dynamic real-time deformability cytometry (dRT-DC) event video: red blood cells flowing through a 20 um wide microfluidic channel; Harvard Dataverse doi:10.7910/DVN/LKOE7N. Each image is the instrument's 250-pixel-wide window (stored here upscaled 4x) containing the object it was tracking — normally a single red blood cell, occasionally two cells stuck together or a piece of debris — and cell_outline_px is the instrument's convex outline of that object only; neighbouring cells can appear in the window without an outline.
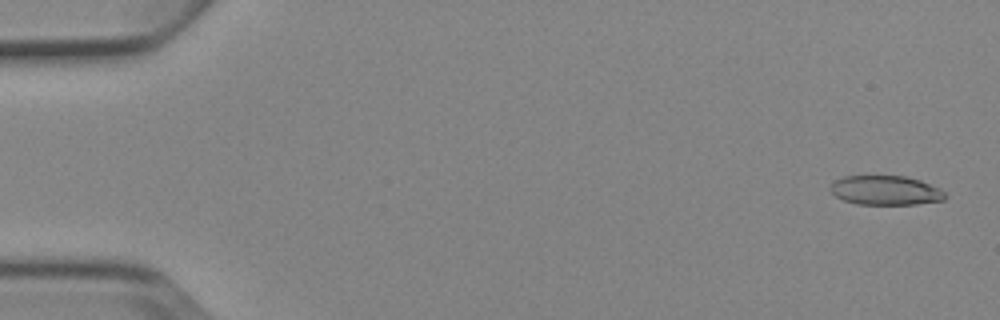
{"species": "Egyptian fruit bat (a non-hibernating species)", "species_latin": "Rousettus aegyptiacus", "temperature_condition": "cold", "stored_images_in_passage": 6, "camera_frame_rate_fps": 3000, "um_per_image_px": 0.085, "animal": {"sex": "female"}, "frame": {"image": 1, "passage_image": 1, "time_ms": 0.0, "image_size_px": [1000, 320], "cell_outline_px": [[948, 196], [944, 200], [916, 204], [856, 204], [844, 200], [836, 196], [828, 188], [836, 180], [844, 176], [904, 176], [920, 180], [940, 188]], "centroid_in_image_um": [75.29, 16.18], "position_along_channel_um": 9.7, "area_um2": 19.59}}
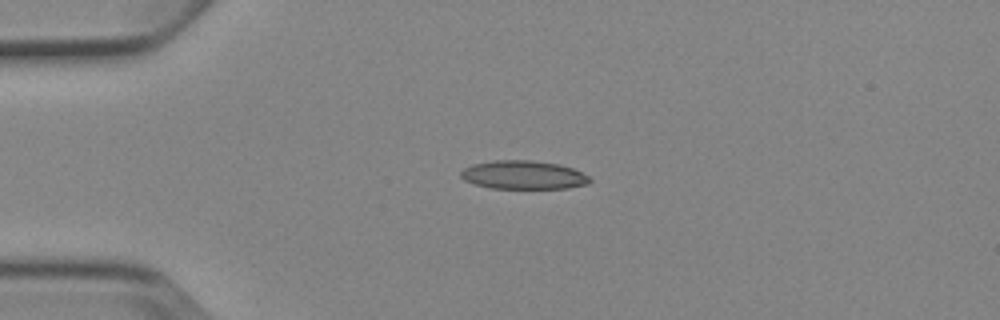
{"frame": {"image": 2, "passage_image": 4, "time_ms": 3.667, "image_size_px": [1000, 320], "cell_outline_px": [[592, 180], [588, 184], [568, 188], [492, 188], [476, 184], [464, 180], [460, 176], [460, 172], [464, 168], [472, 164], [492, 160], [532, 160], [556, 164], [572, 168], [588, 176]], "centroid_in_image_um": [44.47, 14.86], "position_along_channel_um": 40.5, "area_um2": 21.33}}
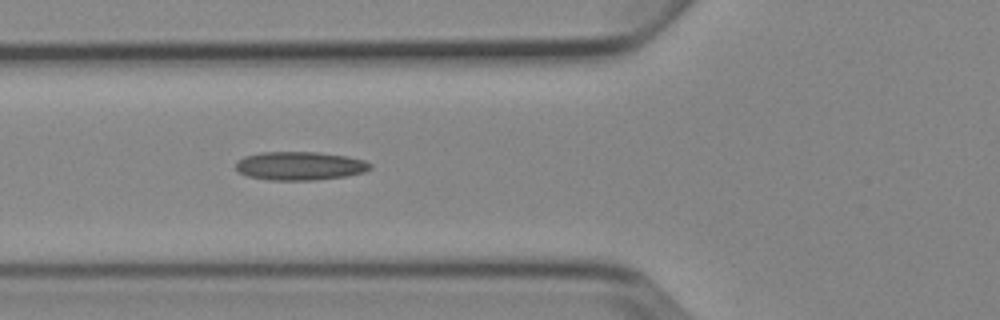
{"frame": {"image": 3, "passage_image": 6, "time_ms": 6.0, "image_size_px": [1000, 320], "cell_outline_px": [[372, 168], [364, 172], [348, 176], [312, 180], [268, 180], [248, 176], [236, 172], [236, 160], [244, 156], [260, 152], [320, 152], [348, 156], [364, 160], [372, 164]], "centroid_in_image_um": [25.48, 14.09], "position_along_channel_um": 100.3, "area_um2": 22.66}}